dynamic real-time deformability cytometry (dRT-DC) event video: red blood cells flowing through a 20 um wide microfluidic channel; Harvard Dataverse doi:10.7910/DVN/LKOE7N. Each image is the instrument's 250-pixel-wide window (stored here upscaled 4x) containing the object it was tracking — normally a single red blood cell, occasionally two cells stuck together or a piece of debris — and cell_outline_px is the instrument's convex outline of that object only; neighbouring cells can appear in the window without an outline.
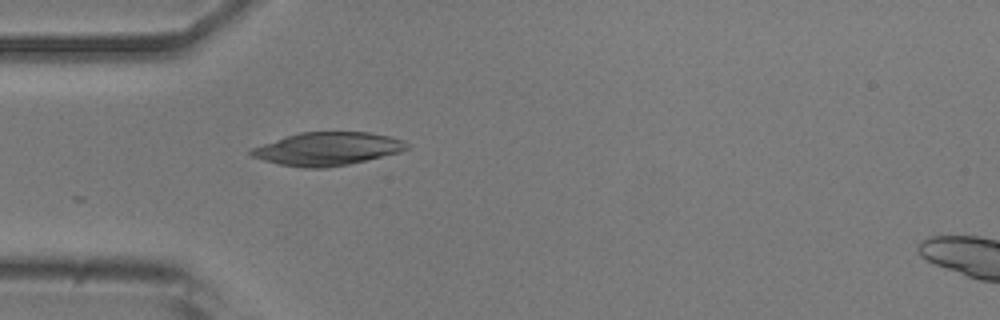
{"species": "common noctule bat (a hibernating species)", "species_latin": "Nyctalus noctula", "temperature_condition": "room temperature", "stored_images_in_passage": 6, "camera_frame_rate_fps": 3000, "um_per_image_px": 0.085, "animal": {"sex": "male", "body_mass_g": 20.5, "forearm_length_mm": 52.5}, "frame": {"image": 1, "passage_image": 1, "time_ms": 0.0, "image_size_px": [1000, 320], "cell_outline_px": [[412, 144], [408, 148], [400, 152], [348, 164], [328, 168], [300, 168], [280, 164], [264, 160], [252, 156], [248, 152], [252, 148], [300, 132], [368, 132], [388, 136], [404, 140]], "centroid_in_image_um": [27.88, 12.65], "position_along_channel_um": 57.1, "area_um2": 29.82}}
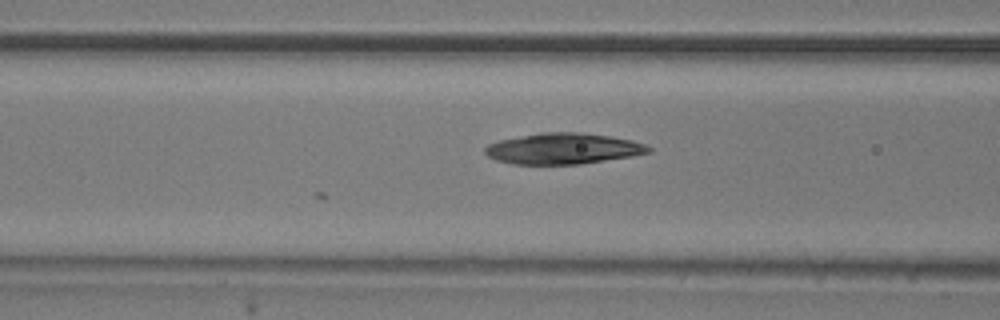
{"frame": {"image": 2, "passage_image": 6, "time_ms": 1.667, "image_size_px": [1000, 320], "cell_outline_px": [[652, 152], [632, 156], [580, 164], [512, 164], [496, 160], [488, 156], [484, 152], [484, 148], [488, 144], [500, 140], [540, 132], [580, 132], [612, 136], [632, 140], [644, 144], [652, 148]], "centroid_in_image_um": [47.88, 12.63], "position_along_channel_um": 118.7, "area_um2": 29.59}}